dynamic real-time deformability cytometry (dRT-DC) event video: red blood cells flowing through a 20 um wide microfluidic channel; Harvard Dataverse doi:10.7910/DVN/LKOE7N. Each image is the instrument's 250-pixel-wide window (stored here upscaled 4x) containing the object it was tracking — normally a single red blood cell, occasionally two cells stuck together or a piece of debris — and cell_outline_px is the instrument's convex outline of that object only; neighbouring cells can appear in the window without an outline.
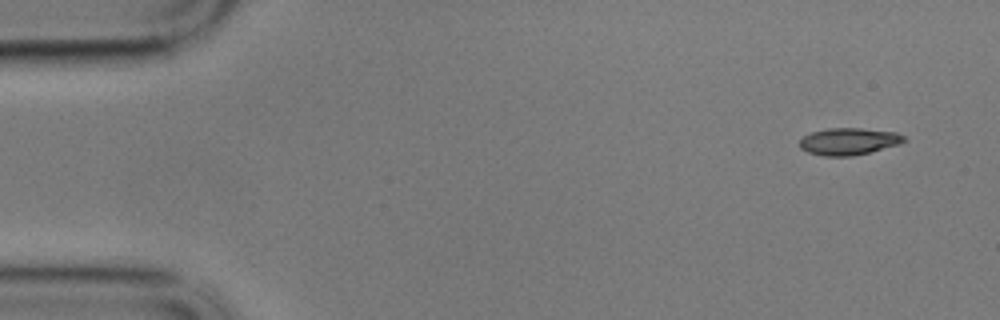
{"species": "common noctule bat (a hibernating species)", "species_latin": "Nyctalus noctula", "temperature_condition": "cold", "stored_images_in_passage": 55, "camera_frame_rate_fps": 3000, "um_per_image_px": 0.085, "animal": {"sex": "male", "body_mass_g": 17.9}, "frame": {"image": 1, "passage_image": 1, "time_ms": 0.0, "image_size_px": [1000, 320], "cell_outline_px": [[908, 140], [900, 144], [852, 156], [824, 156], [808, 152], [800, 148], [800, 140], [804, 136], [812, 132], [828, 128], [860, 128], [896, 132], [904, 136]], "centroid_in_image_um": [72.16, 12.01], "position_along_channel_um": 12.8, "area_um2": 16.36}}
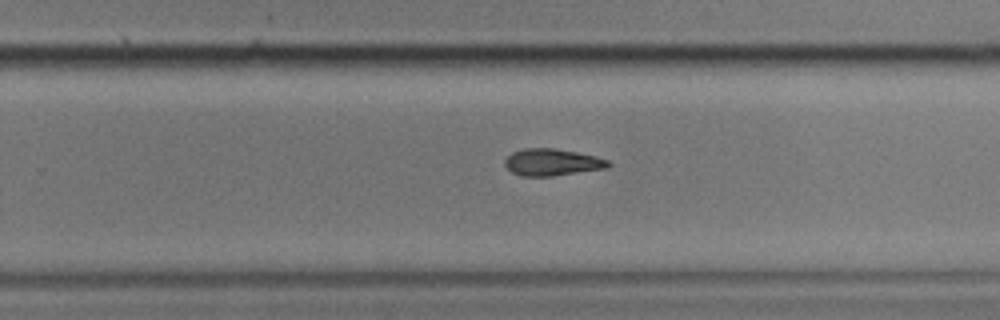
{"frame": {"image": 2, "passage_image": 34, "time_ms": 11.0, "image_size_px": [1000, 320], "cell_outline_px": [[612, 164], [608, 168], [552, 176], [520, 176], [512, 172], [504, 164], [504, 160], [512, 152], [524, 148], [556, 148], [596, 156], [608, 160]], "centroid_in_image_um": [46.94, 13.79], "position_along_channel_um": 282.9, "area_um2": 16.3}}
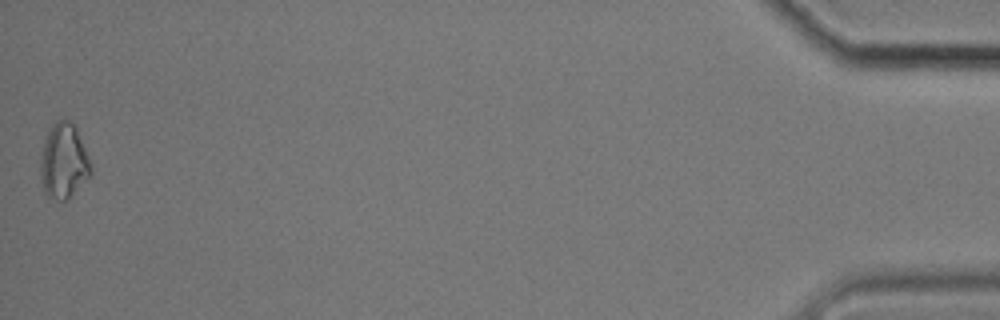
{"frame": {"image": 3, "passage_image": 55, "time_ms": 18.0, "image_size_px": [1000, 320], "cell_outline_px": [[92, 176], [68, 200], [56, 200], [48, 196], [44, 192], [40, 172], [40, 160], [44, 140], [48, 128], [56, 120], [64, 116], [76, 128], [92, 164]], "centroid_in_image_um": [5.43, 13.7], "position_along_channel_um": 429.8, "area_um2": 22.6}, "authors_computed_cell_mechanics": {"area_um2": 16.7042, "velocity_mm_per_s": 3.4465, "shape_relaxation_time_tau1_ms": 4.2025, "shape_relaxation_time_tau2_ms": null, "deformation_change_tau1": 0.1533, "deformation_change_tau2": null}}